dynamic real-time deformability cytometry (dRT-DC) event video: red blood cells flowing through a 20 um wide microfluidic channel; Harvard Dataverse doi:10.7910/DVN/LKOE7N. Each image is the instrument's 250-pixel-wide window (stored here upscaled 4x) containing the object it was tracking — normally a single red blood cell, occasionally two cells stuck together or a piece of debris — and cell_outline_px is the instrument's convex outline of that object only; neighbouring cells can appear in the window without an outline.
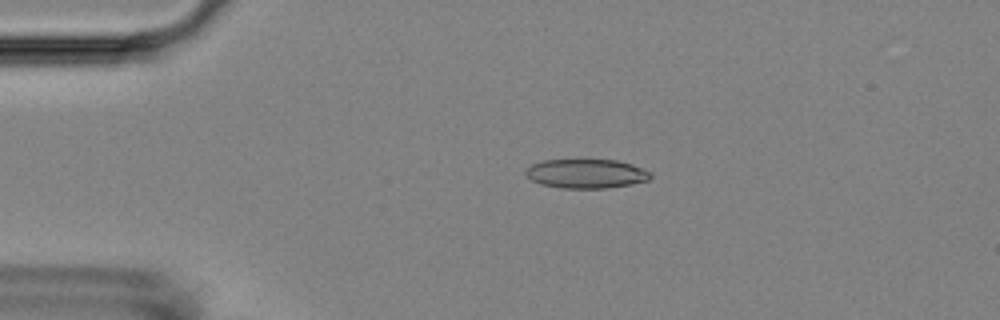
{"species": "Egyptian fruit bat (a non-hibernating species)", "species_latin": "Rousettus aegyptiacus", "temperature_condition": "room temperature", "stored_images_in_passage": 48, "camera_frame_rate_fps": 3000, "um_per_image_px": 0.085, "animal": {"sex": "female"}, "frame": {"image": 1, "passage_image": 5, "time_ms": 1.333, "image_size_px": [1000, 320], "cell_outline_px": [[652, 176], [648, 180], [632, 184], [608, 188], [560, 188], [540, 184], [532, 180], [524, 172], [524, 168], [532, 164], [544, 160], [576, 156], [616, 160], [632, 164], [652, 172]], "centroid_in_image_um": [49.8, 14.7], "position_along_channel_um": 35.2, "area_um2": 22.37}}
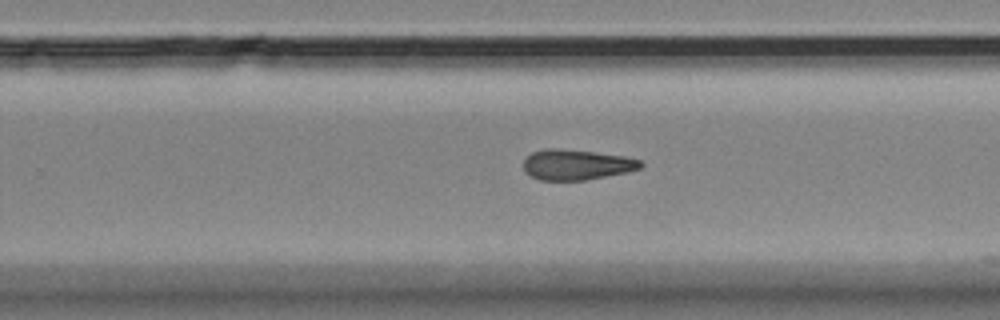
{"frame": {"image": 2, "passage_image": 28, "time_ms": 9.0, "image_size_px": [1000, 320], "cell_outline_px": [[644, 164], [640, 168], [628, 172], [588, 180], [540, 180], [524, 172], [524, 160], [532, 152], [544, 148], [556, 148], [596, 152], [624, 156], [640, 160]], "centroid_in_image_um": [49.01, 14.0], "position_along_channel_um": 280.8, "area_um2": 20.87}}
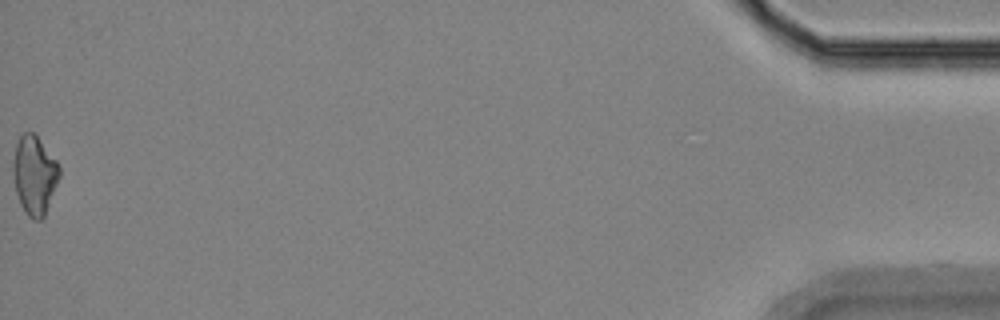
{"frame": {"image": 3, "passage_image": 48, "time_ms": 15.667, "image_size_px": [1000, 320], "cell_outline_px": [[60, 176], [44, 216], [40, 220], [32, 220], [24, 212], [20, 204], [16, 192], [12, 172], [12, 164], [16, 144], [20, 136], [24, 132], [32, 132], [36, 136], [56, 160], [60, 168]], "centroid_in_image_um": [2.91, 14.9], "position_along_channel_um": 432.3, "area_um2": 21.15}}